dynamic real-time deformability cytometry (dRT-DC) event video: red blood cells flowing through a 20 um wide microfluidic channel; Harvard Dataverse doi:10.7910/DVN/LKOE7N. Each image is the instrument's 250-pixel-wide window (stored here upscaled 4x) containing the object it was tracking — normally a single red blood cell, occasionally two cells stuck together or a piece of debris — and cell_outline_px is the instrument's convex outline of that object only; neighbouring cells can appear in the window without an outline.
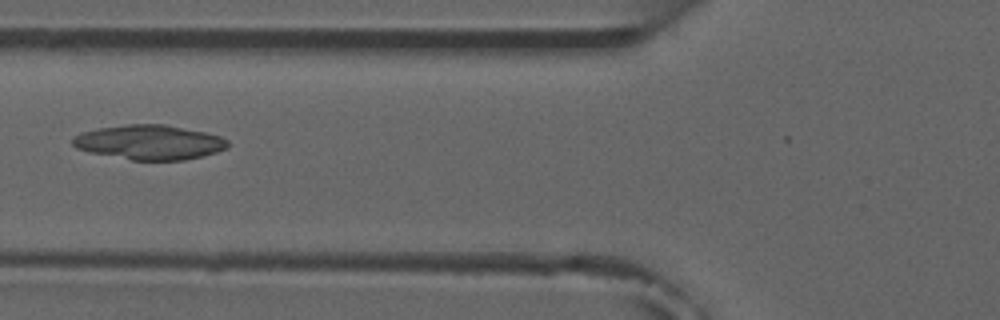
{"species": "common noctule bat (a hibernating species)", "species_latin": "Nyctalus noctula", "temperature_condition": "room temperature", "stored_images_in_passage": 5, "camera_frame_rate_fps": 3000, "um_per_image_px": 0.085, "animal": {"sex": "male", "forearm_length_mm": 52.5}, "frame": {"image": 1, "passage_image": 5, "time_ms": 5.333, "image_size_px": [1000, 320], "cell_outline_px": [[228, 148], [216, 152], [184, 160], [132, 160], [92, 152], [76, 148], [72, 144], [72, 140], [80, 132], [96, 128], [128, 124], [164, 124], [204, 132], [220, 136], [228, 140]], "centroid_in_image_um": [12.7, 12.08], "position_along_channel_um": 113.1, "area_um2": 31.1}}